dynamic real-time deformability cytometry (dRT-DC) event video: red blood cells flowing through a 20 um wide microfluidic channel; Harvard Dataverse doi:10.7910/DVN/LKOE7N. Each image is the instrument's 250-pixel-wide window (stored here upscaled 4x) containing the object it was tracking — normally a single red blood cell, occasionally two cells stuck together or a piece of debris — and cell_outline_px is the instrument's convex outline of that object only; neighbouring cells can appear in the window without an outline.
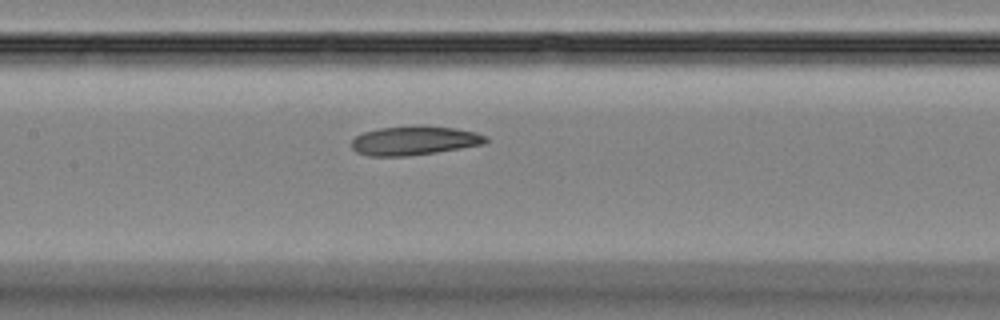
{"species": "Egyptian fruit bat (a non-hibernating species)", "species_latin": "Rousettus aegyptiacus", "temperature_condition": "room temperature", "stored_images_in_passage": 48, "camera_frame_rate_fps": 3000, "um_per_image_px": 0.085, "animal": {"sex": "female"}, "frame": {"image": 1, "passage_image": 23, "time_ms": 7.333, "image_size_px": [1000, 320], "cell_outline_px": [[488, 140], [484, 144], [436, 152], [408, 156], [368, 156], [356, 152], [352, 148], [352, 140], [356, 136], [364, 132], [380, 128], [456, 128], [476, 132], [488, 136]], "centroid_in_image_um": [35.22, 11.99], "position_along_channel_um": 172.2, "area_um2": 21.91}}
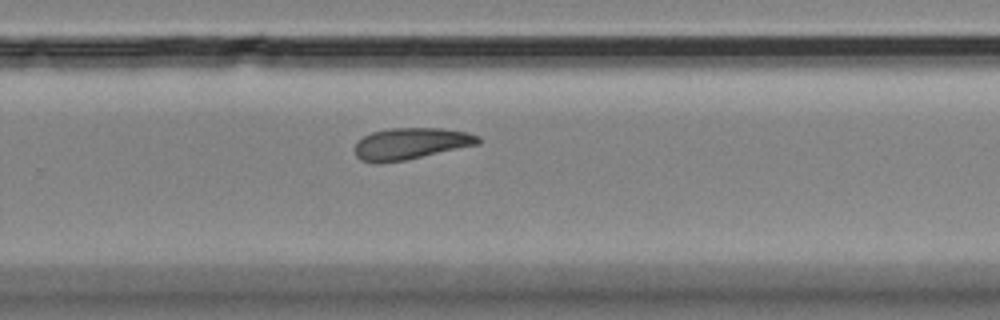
{"frame": {"image": 2, "passage_image": 32, "time_ms": 10.333, "image_size_px": [1000, 320], "cell_outline_px": [[480, 144], [408, 160], [380, 164], [372, 164], [360, 160], [356, 156], [356, 144], [364, 136], [372, 132], [388, 128], [440, 128], [468, 132], [480, 136]], "centroid_in_image_um": [34.93, 12.23], "position_along_channel_um": 294.9, "area_um2": 23.06}}
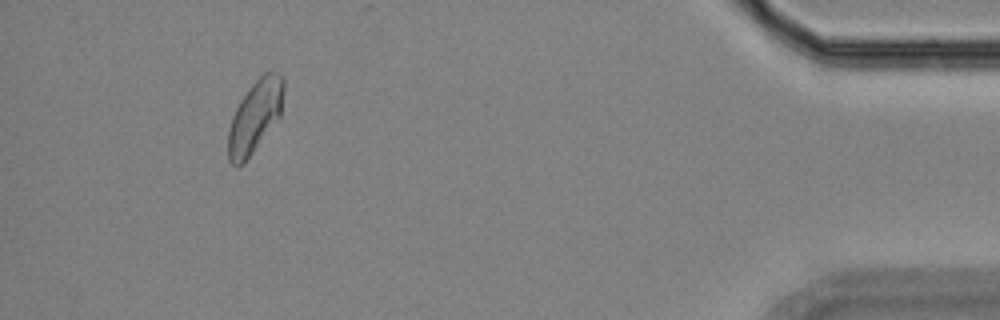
{"frame": {"image": 3, "passage_image": 45, "time_ms": 14.667, "image_size_px": [1000, 320], "cell_outline_px": [[284, 88], [280, 116], [244, 164], [232, 164], [228, 160], [228, 128], [232, 116], [240, 100], [248, 88], [264, 72], [272, 68], [280, 72], [284, 76]], "centroid_in_image_um": [21.69, 9.83], "position_along_channel_um": 413.5, "area_um2": 23.58}}